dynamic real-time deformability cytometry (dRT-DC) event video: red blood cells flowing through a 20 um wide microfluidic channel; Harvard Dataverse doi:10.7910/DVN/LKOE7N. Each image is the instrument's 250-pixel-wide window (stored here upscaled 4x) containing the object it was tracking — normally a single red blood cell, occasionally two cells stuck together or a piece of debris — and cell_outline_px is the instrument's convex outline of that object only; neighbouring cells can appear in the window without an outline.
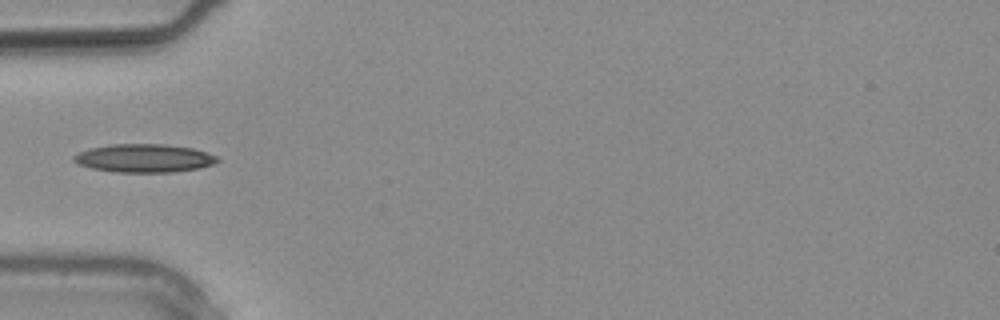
{"species": "common noctule bat (a hibernating species)", "species_latin": "Nyctalus noctula", "temperature_condition": "warm", "stored_images_in_passage": 3, "camera_frame_rate_fps": 3000, "um_per_image_px": 0.085, "animal": {"sex": "male", "body_mass_g": 20.4}, "frame": {"image": 1, "passage_image": 3, "time_ms": 0.667, "image_size_px": [1000, 320], "cell_outline_px": [[220, 160], [212, 164], [200, 168], [172, 172], [116, 172], [92, 168], [80, 164], [72, 160], [72, 156], [80, 152], [92, 148], [108, 144], [164, 144], [192, 148], [216, 156]], "centroid_in_image_um": [12.24, 13.44], "position_along_channel_um": 72.8, "area_um2": 23.47}}